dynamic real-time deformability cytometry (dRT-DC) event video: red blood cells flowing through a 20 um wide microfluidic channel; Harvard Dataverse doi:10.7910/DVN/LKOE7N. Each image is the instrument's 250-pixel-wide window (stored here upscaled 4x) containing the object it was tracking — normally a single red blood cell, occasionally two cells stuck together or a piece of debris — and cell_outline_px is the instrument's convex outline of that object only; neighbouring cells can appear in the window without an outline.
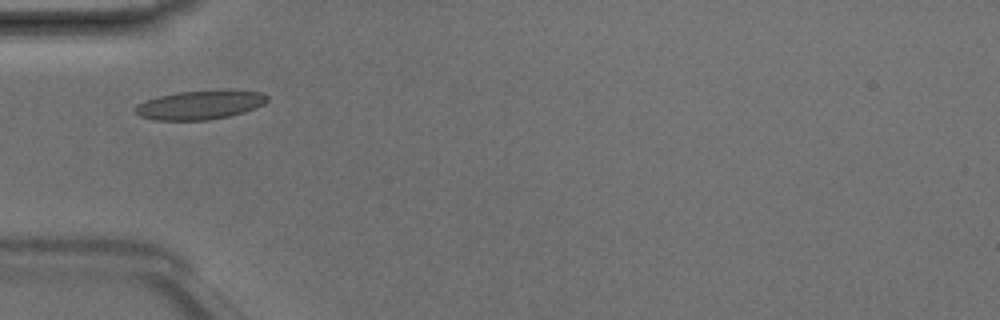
{"species": "Egyptian fruit bat (a non-hibernating species)", "species_latin": "Rousettus aegyptiacus", "temperature_condition": "room temperature", "stored_images_in_passage": 1, "camera_frame_rate_fps": 3000, "um_per_image_px": 0.085, "animal": {"sex": "male"}, "frame": {"image": 1, "passage_image": 1, "time_ms": 0.0, "image_size_px": [1000, 320], "cell_outline_px": [[268, 100], [264, 104], [256, 108], [244, 112], [228, 116], [208, 120], [156, 120], [140, 116], [132, 108], [136, 104], [144, 100], [160, 96], [180, 92], [264, 92], [268, 96]], "centroid_in_image_um": [16.94, 8.95], "position_along_channel_um": 68.1, "area_um2": 21.62}}